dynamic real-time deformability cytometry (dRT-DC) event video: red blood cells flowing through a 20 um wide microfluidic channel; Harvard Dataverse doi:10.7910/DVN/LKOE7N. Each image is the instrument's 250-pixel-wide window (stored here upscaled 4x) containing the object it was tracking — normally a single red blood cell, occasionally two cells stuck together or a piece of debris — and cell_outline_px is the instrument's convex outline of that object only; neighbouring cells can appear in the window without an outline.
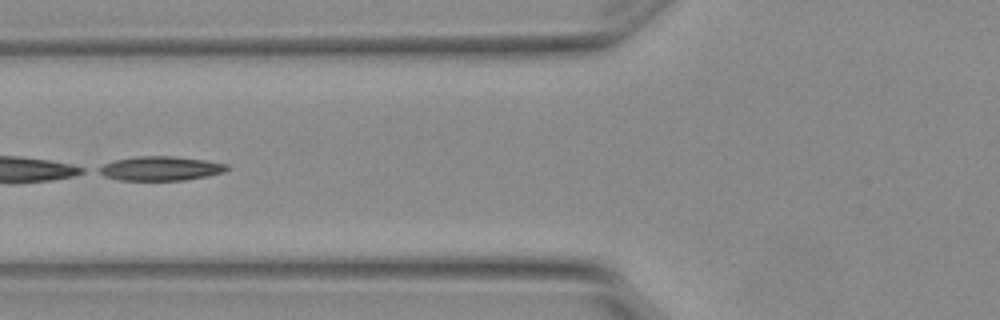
{"species": "Egyptian fruit bat (a non-hibernating species)", "species_latin": "Rousettus aegyptiacus", "temperature_condition": "warm", "stored_images_in_passage": 3, "segment_of_instrument_passage": [2, 2], "camera_frame_rate_fps": 3000, "um_per_image_px": 0.085, "animal": {"sex": "female"}, "frame": {"image": 1, "passage_image": 3, "time_ms": 0.667, "image_size_px": [1000, 320], "cell_outline_px": [[228, 168], [224, 172], [208, 176], [184, 180], [120, 180], [104, 176], [96, 172], [96, 168], [104, 164], [116, 160], [136, 156], [172, 156], [204, 160], [228, 164]], "centroid_in_image_um": [13.61, 14.32], "position_along_channel_um": 112.2, "area_um2": 18.09}}